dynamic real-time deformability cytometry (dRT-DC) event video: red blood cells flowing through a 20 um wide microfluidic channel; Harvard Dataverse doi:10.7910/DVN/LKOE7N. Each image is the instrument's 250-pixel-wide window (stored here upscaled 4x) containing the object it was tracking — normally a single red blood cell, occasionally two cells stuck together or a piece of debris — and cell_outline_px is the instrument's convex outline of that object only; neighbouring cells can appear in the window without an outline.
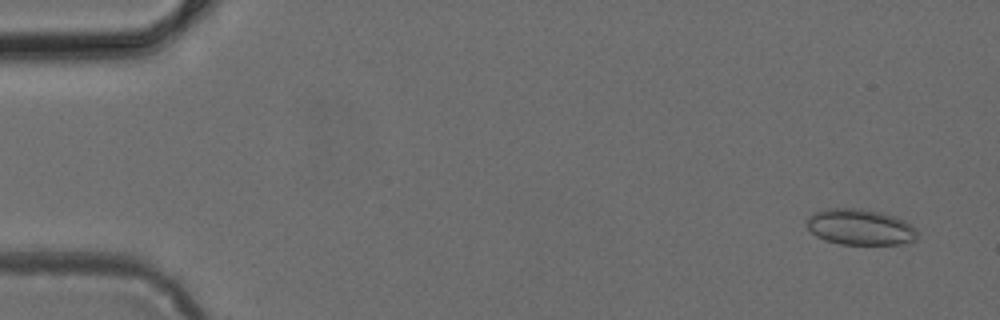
{"species": "common noctule bat (a hibernating species)", "species_latin": "Nyctalus noctula", "temperature_condition": "cold", "stored_images_in_passage": 49, "camera_frame_rate_fps": 3000, "um_per_image_px": 0.085, "animal": {"sex": "female", "body_mass_g": 24.6, "forearm_length_mm": 56.2}, "frame": {"image": 1, "passage_image": 3, "time_ms": 0.667, "image_size_px": [1000, 320], "cell_outline_px": [[916, 240], [896, 244], [840, 244], [824, 240], [816, 236], [808, 228], [804, 220], [808, 216], [816, 212], [828, 208], [860, 208], [880, 212], [896, 216], [904, 220], [916, 228]], "centroid_in_image_um": [73.08, 19.29], "position_along_channel_um": 11.9, "area_um2": 23.24}}
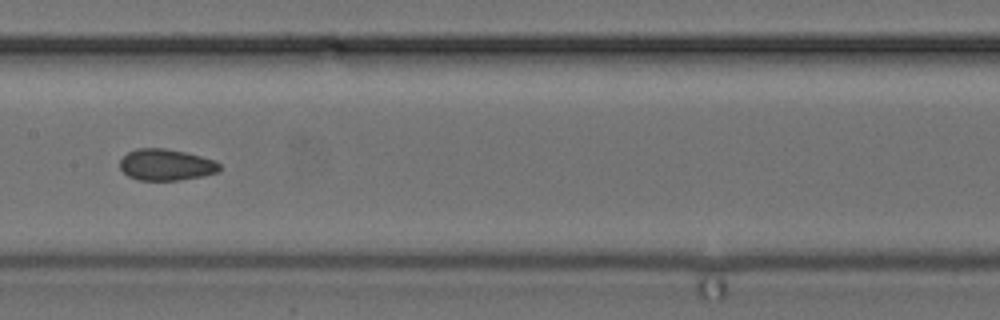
{"frame": {"image": 2, "passage_image": 25, "time_ms": 8.0, "image_size_px": [1000, 320], "cell_outline_px": [[220, 172], [204, 176], [180, 180], [140, 180], [128, 176], [120, 168], [120, 160], [128, 152], [136, 148], [164, 148], [184, 152], [216, 160], [220, 164]], "centroid_in_image_um": [14.14, 14.01], "position_along_channel_um": 193.3, "area_um2": 18.32}}
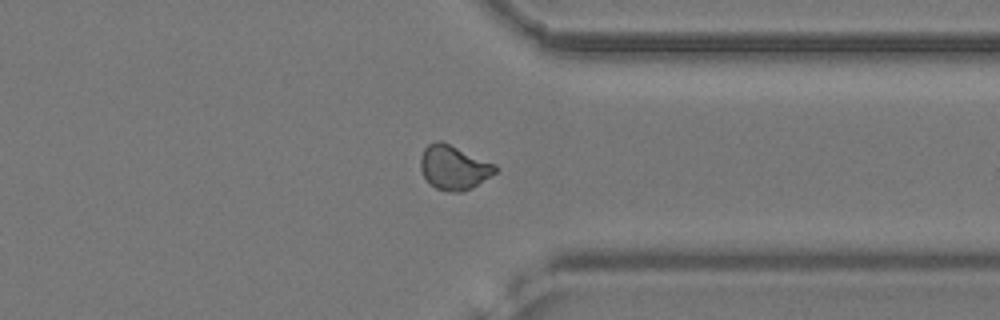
{"frame": {"image": 3, "passage_image": 38, "time_ms": 12.333, "image_size_px": [1000, 320], "cell_outline_px": [[500, 168], [496, 172], [472, 188], [460, 192], [448, 192], [436, 188], [424, 176], [420, 168], [420, 156], [424, 148], [428, 144], [436, 140], [440, 140], [496, 164]], "centroid_in_image_um": [38.58, 14.23], "position_along_channel_um": 372.8, "area_um2": 19.31}}